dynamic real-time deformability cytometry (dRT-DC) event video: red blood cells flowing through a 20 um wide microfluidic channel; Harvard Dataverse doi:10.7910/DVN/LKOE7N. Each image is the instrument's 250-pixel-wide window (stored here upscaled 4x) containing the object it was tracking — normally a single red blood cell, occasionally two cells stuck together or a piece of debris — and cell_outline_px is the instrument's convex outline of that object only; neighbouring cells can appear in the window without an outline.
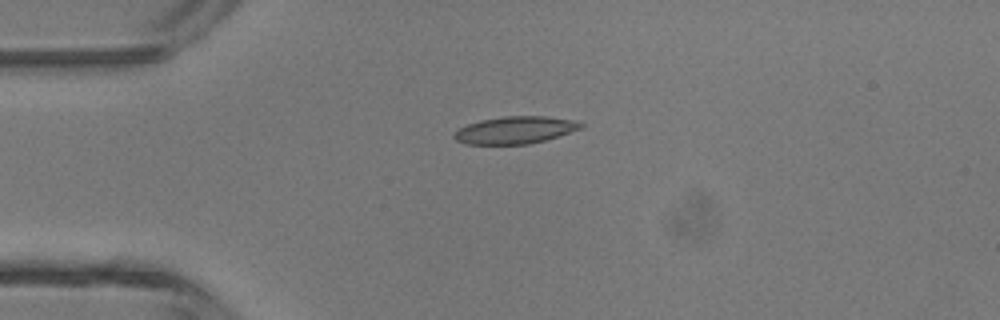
{"species": "common noctule bat (a hibernating species)", "species_latin": "Nyctalus noctula", "temperature_condition": "room temperature", "stored_images_in_passage": 3, "camera_frame_rate_fps": 3000, "um_per_image_px": 0.085, "animal": {"sex": "male", "body_mass_g": 13.3}, "frame": {"image": 1, "passage_image": 1, "time_ms": 0.0, "image_size_px": [1000, 320], "cell_outline_px": [[584, 128], [544, 140], [528, 144], [464, 144], [456, 140], [452, 136], [460, 128], [468, 124], [480, 120], [504, 116], [544, 116], [572, 120], [584, 124]], "centroid_in_image_um": [43.78, 11.05], "position_along_channel_um": 41.2, "area_um2": 20.0}}
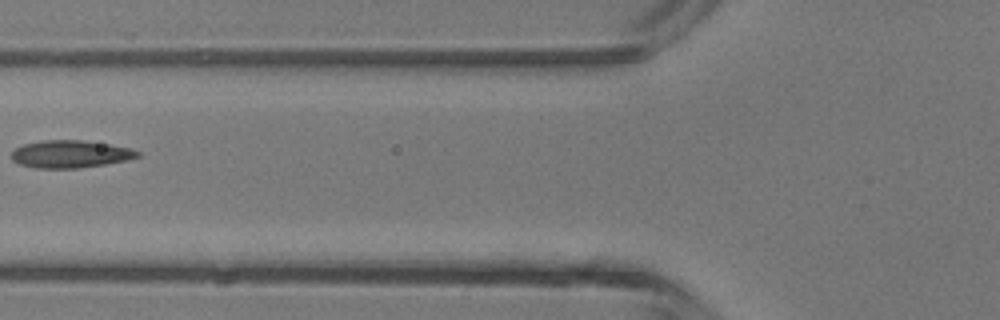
{"frame": {"image": 2, "passage_image": 3, "time_ms": 0.667, "image_size_px": [1000, 320], "cell_outline_px": [[140, 156], [128, 160], [104, 164], [76, 168], [36, 168], [20, 164], [12, 160], [12, 152], [16, 148], [24, 144], [44, 140], [80, 140], [108, 144], [132, 148], [140, 152]], "centroid_in_image_um": [6.0, 13.09], "position_along_channel_um": 119.8, "area_um2": 20.06}}